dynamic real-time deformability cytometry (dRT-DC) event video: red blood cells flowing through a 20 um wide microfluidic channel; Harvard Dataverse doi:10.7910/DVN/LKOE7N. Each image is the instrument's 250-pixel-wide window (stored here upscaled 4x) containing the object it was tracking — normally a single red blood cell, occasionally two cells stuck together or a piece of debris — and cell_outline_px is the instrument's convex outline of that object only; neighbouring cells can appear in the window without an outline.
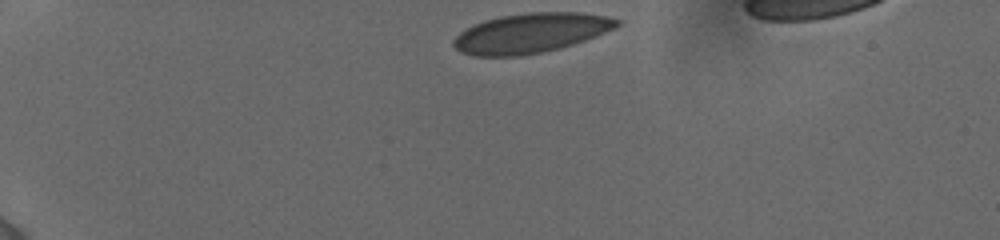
{"species": "human", "species_latin": "Homo sapiens", "temperature_condition": "cold", "stored_images_in_passage": 8, "camera_frame_rate_fps": 3000, "um_per_image_px": 0.085, "donor": {"sex": "female"}, "frame": {"image": 1, "passage_image": 1, "time_ms": 0.0, "image_size_px": [1000, 240], "cell_outline_px": [[620, 24], [604, 32], [584, 40], [560, 48], [520, 56], [472, 56], [460, 52], [452, 44], [452, 40], [464, 28], [472, 24], [484, 20], [500, 16], [528, 12], [580, 12], [604, 16], [620, 20]], "centroid_in_image_um": [45.03, 2.8], "position_along_channel_um": 40.0, "area_um2": 37.69}}
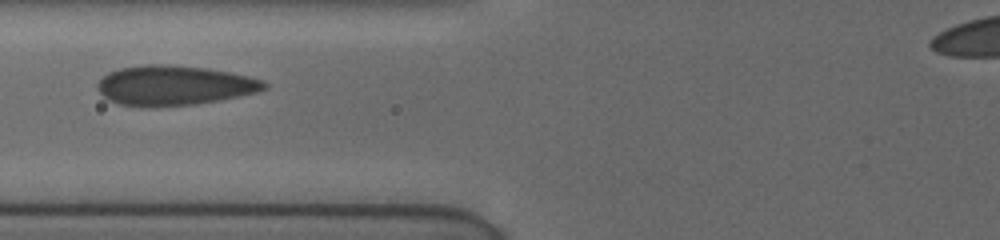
{"frame": {"image": 2, "passage_image": 6, "time_ms": 3.667, "image_size_px": [1000, 240], "cell_outline_px": [[268, 88], [256, 92], [220, 100], [196, 104], [152, 108], [148, 108], [116, 104], [108, 100], [96, 88], [96, 84], [108, 72], [120, 68], [144, 64], [168, 64], [208, 68], [232, 72], [264, 80], [268, 84]], "centroid_in_image_um": [14.79, 7.27], "position_along_channel_um": 111.0, "area_um2": 39.3}}
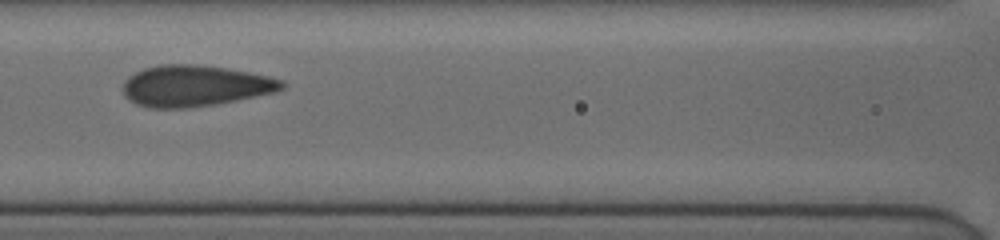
{"frame": {"image": 3, "passage_image": 7, "time_ms": 4.667, "image_size_px": [1000, 240], "cell_outline_px": [[288, 84], [284, 88], [272, 92], [236, 100], [216, 104], [188, 108], [148, 108], [136, 104], [128, 100], [124, 96], [124, 80], [128, 76], [144, 68], [160, 64], [196, 64], [228, 68], [268, 76], [284, 80]], "centroid_in_image_um": [16.55, 7.29], "position_along_channel_um": 150.0, "area_um2": 38.26}}